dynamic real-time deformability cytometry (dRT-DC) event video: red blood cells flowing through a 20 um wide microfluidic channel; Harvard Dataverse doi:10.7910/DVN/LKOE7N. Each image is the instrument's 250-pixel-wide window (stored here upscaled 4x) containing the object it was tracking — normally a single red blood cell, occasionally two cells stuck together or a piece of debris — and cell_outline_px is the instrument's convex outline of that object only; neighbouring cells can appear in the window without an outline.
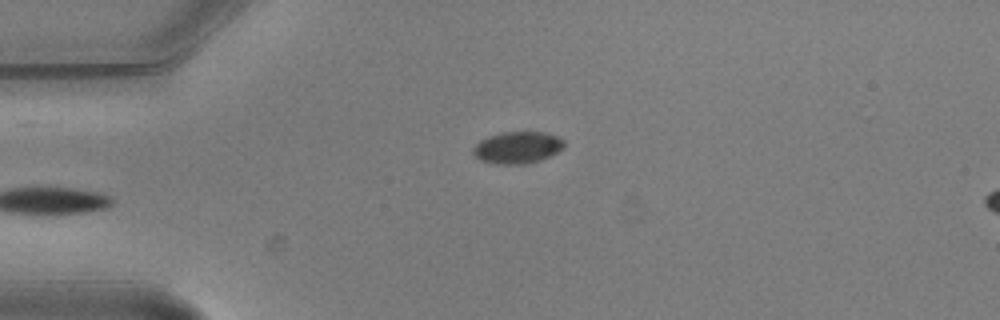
{"species": "common noctule bat (a hibernating species)", "species_latin": "Nyctalus noctula", "temperature_condition": "warm", "stored_images_in_passage": 4, "camera_frame_rate_fps": 3000, "um_per_image_px": 0.085, "animal": {"sex": "male", "body_mass_g": 20.5, "forearm_length_mm": 52.5}, "frame": {"image": 1, "passage_image": 4, "time_ms": 1.0, "image_size_px": [1000, 320], "cell_outline_px": [[564, 148], [540, 160], [524, 164], [500, 164], [480, 160], [472, 152], [472, 148], [480, 140], [504, 132], [544, 132], [556, 136], [564, 140]], "centroid_in_image_um": [43.99, 12.54], "position_along_channel_um": 41.0, "area_um2": 16.65}}